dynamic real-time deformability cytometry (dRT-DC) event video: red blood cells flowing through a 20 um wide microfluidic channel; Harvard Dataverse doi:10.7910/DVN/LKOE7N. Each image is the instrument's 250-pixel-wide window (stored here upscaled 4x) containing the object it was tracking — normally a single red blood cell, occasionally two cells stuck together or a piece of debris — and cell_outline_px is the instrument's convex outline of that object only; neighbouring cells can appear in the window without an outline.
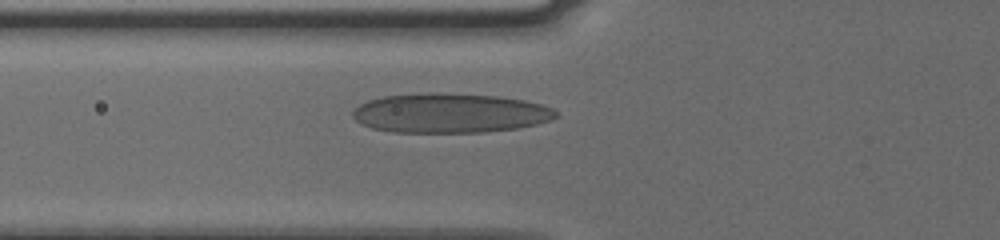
{"species": "human", "species_latin": "Homo sapiens", "temperature_condition": "cold", "stored_images_in_passage": 3, "camera_frame_rate_fps": 3000, "um_per_image_px": 0.085, "donor": {"sex": "male"}, "frame": {"image": 1, "passage_image": 3, "time_ms": 0.667, "image_size_px": [1000, 240], "cell_outline_px": [[560, 116], [552, 120], [536, 124], [516, 128], [484, 132], [392, 132], [372, 128], [356, 120], [352, 116], [352, 112], [360, 104], [368, 100], [384, 96], [428, 92], [496, 96], [524, 100], [540, 104], [552, 108]], "centroid_in_image_um": [38.25, 9.61], "position_along_channel_um": 87.5, "area_um2": 46.64}}